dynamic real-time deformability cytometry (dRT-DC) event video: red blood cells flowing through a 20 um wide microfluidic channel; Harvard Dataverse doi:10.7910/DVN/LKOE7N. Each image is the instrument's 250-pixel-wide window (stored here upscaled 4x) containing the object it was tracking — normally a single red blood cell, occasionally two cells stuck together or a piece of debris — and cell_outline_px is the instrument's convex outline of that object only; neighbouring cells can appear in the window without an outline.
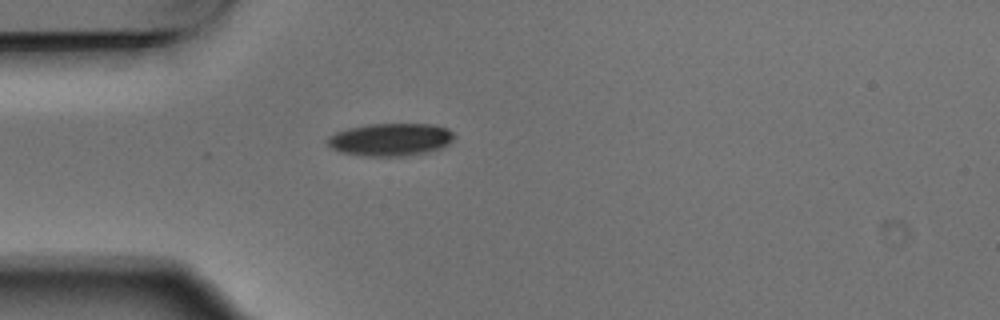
{"species": "Egyptian fruit bat (a non-hibernating species)", "species_latin": "Rousettus aegyptiacus", "temperature_condition": "warm", "stored_images_in_passage": 1, "camera_frame_rate_fps": 3000, "um_per_image_px": 0.085, "animal": {"sex": "male"}, "frame": {"image": 1, "passage_image": 1, "time_ms": 0.0, "image_size_px": [1000, 320], "cell_outline_px": [[456, 136], [448, 144], [440, 148], [424, 152], [404, 156], [368, 156], [340, 152], [332, 148], [328, 144], [328, 136], [336, 132], [348, 128], [368, 124], [432, 124], [448, 128]], "centroid_in_image_um": [33.2, 11.85], "position_along_channel_um": 51.8, "area_um2": 23.99}}